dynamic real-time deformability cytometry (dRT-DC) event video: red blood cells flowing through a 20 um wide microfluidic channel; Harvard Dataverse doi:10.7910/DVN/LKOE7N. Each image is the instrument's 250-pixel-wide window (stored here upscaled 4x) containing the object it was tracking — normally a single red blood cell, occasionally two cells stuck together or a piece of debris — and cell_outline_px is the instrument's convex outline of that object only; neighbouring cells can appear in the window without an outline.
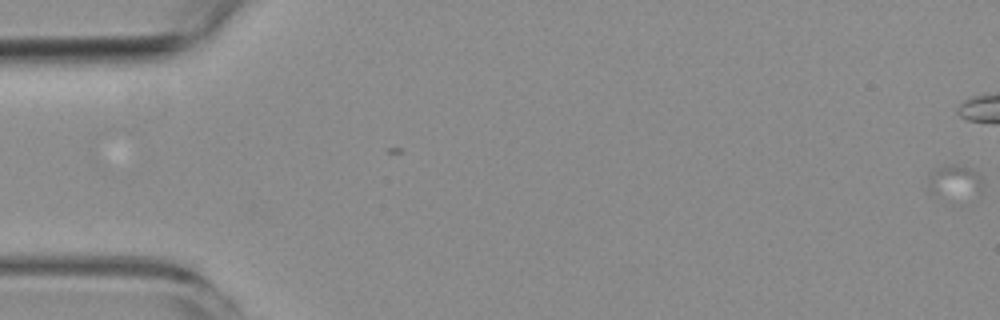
{"species": "common noctule bat (a hibernating species)", "species_latin": "Nyctalus noctula", "temperature_condition": "room temperature", "stored_images_in_passage": 6, "camera_frame_rate_fps": 3000, "um_per_image_px": 0.085, "animal": {"sex": "female", "body_mass_g": 19.3, "forearm_length_mm": 54.1}, "frame": {"image": 1, "passage_image": 1, "time_ms": 0.0, "image_size_px": [1000, 320], "cell_outline_px": [[980, 196], [932, 192], [928, 188], [928, 176], [932, 168], [944, 164], [956, 164], [972, 168], [980, 176]], "centroid_in_image_um": [81.12, 15.31], "position_along_channel_um": 3.9, "area_um2": 10.06}}